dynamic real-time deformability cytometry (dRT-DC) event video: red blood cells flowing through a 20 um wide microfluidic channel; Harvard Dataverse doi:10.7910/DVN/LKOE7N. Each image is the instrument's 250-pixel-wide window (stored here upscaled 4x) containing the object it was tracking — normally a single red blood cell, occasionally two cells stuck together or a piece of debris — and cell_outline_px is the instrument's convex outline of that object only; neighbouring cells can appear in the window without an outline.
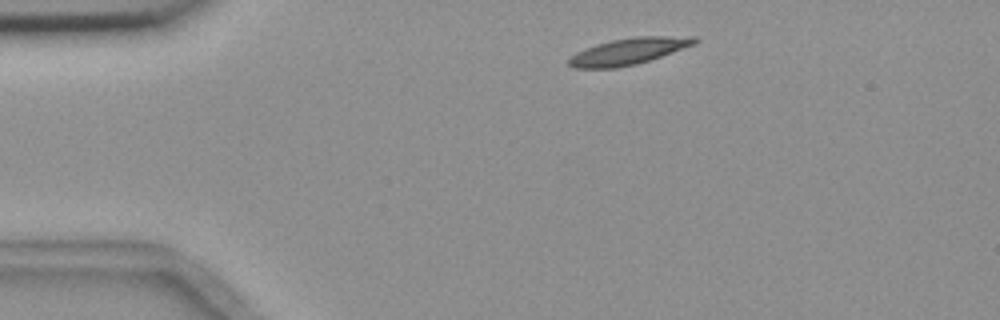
{"species": "common noctule bat (a hibernating species)", "species_latin": "Nyctalus noctula", "temperature_condition": "room temperature", "stored_images_in_passage": 2, "camera_frame_rate_fps": 3000, "um_per_image_px": 0.085, "animal": {"sex": "female", "body_mass_g": 18.4}, "frame": {"image": 1, "passage_image": 1, "time_ms": 0.0, "image_size_px": [1000, 320], "cell_outline_px": [[700, 40], [696, 44], [636, 64], [616, 68], [572, 68], [568, 64], [568, 60], [576, 52], [584, 48], [596, 44], [612, 40], [636, 36], [696, 36]], "centroid_in_image_um": [53.44, 4.35], "position_along_channel_um": 31.6, "area_um2": 19.42}}